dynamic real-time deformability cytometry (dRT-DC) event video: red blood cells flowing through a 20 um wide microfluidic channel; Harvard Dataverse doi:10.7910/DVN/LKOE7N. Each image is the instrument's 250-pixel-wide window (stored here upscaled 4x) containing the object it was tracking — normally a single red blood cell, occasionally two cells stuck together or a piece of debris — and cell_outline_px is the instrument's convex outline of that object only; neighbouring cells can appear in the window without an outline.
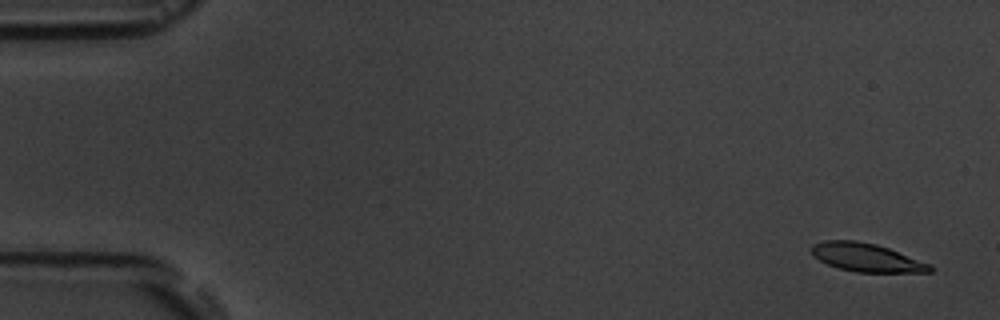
{"species": "common noctule bat (a hibernating species)", "species_latin": "Nyctalus noctula", "temperature_condition": "room temperature", "stored_images_in_passage": 5, "camera_frame_rate_fps": 3000, "um_per_image_px": 0.085, "animal": {"sex": "male", "body_mass_g": 19.5, "forearm_length_mm": 54.6}, "frame": {"image": 1, "passage_image": 1, "time_ms": 0.0, "image_size_px": [1000, 320], "cell_outline_px": [[936, 268], [932, 272], [856, 272], [840, 268], [828, 264], [820, 260], [812, 252], [812, 244], [824, 240], [856, 240], [876, 244], [888, 248], [932, 264]], "centroid_in_image_um": [73.71, 21.88], "position_along_channel_um": 11.3, "area_um2": 19.54}}